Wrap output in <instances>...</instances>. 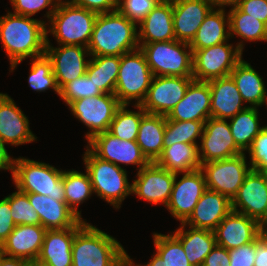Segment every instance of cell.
I'll return each mask as SVG.
<instances>
[{"label": "cell", "mask_w": 267, "mask_h": 266, "mask_svg": "<svg viewBox=\"0 0 267 266\" xmlns=\"http://www.w3.org/2000/svg\"><path fill=\"white\" fill-rule=\"evenodd\" d=\"M46 21L7 12L0 17V39L12 72L26 58L45 54Z\"/></svg>", "instance_id": "cell-1"}, {"label": "cell", "mask_w": 267, "mask_h": 266, "mask_svg": "<svg viewBox=\"0 0 267 266\" xmlns=\"http://www.w3.org/2000/svg\"><path fill=\"white\" fill-rule=\"evenodd\" d=\"M137 26L118 10L98 14L87 46L90 56H121L138 49Z\"/></svg>", "instance_id": "cell-2"}, {"label": "cell", "mask_w": 267, "mask_h": 266, "mask_svg": "<svg viewBox=\"0 0 267 266\" xmlns=\"http://www.w3.org/2000/svg\"><path fill=\"white\" fill-rule=\"evenodd\" d=\"M126 250L116 238L85 223L72 244V266H126Z\"/></svg>", "instance_id": "cell-3"}, {"label": "cell", "mask_w": 267, "mask_h": 266, "mask_svg": "<svg viewBox=\"0 0 267 266\" xmlns=\"http://www.w3.org/2000/svg\"><path fill=\"white\" fill-rule=\"evenodd\" d=\"M97 15L69 0H61L46 24V36L52 34L58 45L87 47Z\"/></svg>", "instance_id": "cell-4"}, {"label": "cell", "mask_w": 267, "mask_h": 266, "mask_svg": "<svg viewBox=\"0 0 267 266\" xmlns=\"http://www.w3.org/2000/svg\"><path fill=\"white\" fill-rule=\"evenodd\" d=\"M82 156L94 194L115 209L121 208L122 201L132 194L126 169L97 157L87 146Z\"/></svg>", "instance_id": "cell-5"}, {"label": "cell", "mask_w": 267, "mask_h": 266, "mask_svg": "<svg viewBox=\"0 0 267 266\" xmlns=\"http://www.w3.org/2000/svg\"><path fill=\"white\" fill-rule=\"evenodd\" d=\"M12 179L15 189L65 201L63 170L29 158H15Z\"/></svg>", "instance_id": "cell-6"}, {"label": "cell", "mask_w": 267, "mask_h": 266, "mask_svg": "<svg viewBox=\"0 0 267 266\" xmlns=\"http://www.w3.org/2000/svg\"><path fill=\"white\" fill-rule=\"evenodd\" d=\"M154 75L143 51L136 50L120 56V65L114 95L121 104L141 105L145 100Z\"/></svg>", "instance_id": "cell-7"}, {"label": "cell", "mask_w": 267, "mask_h": 266, "mask_svg": "<svg viewBox=\"0 0 267 266\" xmlns=\"http://www.w3.org/2000/svg\"><path fill=\"white\" fill-rule=\"evenodd\" d=\"M154 76L193 77V52L189 43L177 40L139 44ZM188 49V50H187Z\"/></svg>", "instance_id": "cell-8"}, {"label": "cell", "mask_w": 267, "mask_h": 266, "mask_svg": "<svg viewBox=\"0 0 267 266\" xmlns=\"http://www.w3.org/2000/svg\"><path fill=\"white\" fill-rule=\"evenodd\" d=\"M227 42L193 51L192 75L194 80L208 82L230 75L234 67L242 60L243 52L237 45L233 46Z\"/></svg>", "instance_id": "cell-9"}, {"label": "cell", "mask_w": 267, "mask_h": 266, "mask_svg": "<svg viewBox=\"0 0 267 266\" xmlns=\"http://www.w3.org/2000/svg\"><path fill=\"white\" fill-rule=\"evenodd\" d=\"M121 105L114 94H101L75 100L68 107L72 115L90 130L85 134L88 142L95 135L109 130L115 113Z\"/></svg>", "instance_id": "cell-10"}, {"label": "cell", "mask_w": 267, "mask_h": 266, "mask_svg": "<svg viewBox=\"0 0 267 266\" xmlns=\"http://www.w3.org/2000/svg\"><path fill=\"white\" fill-rule=\"evenodd\" d=\"M245 153L231 158L201 164L206 188L227 196L230 200L237 194L245 176L250 172Z\"/></svg>", "instance_id": "cell-11"}, {"label": "cell", "mask_w": 267, "mask_h": 266, "mask_svg": "<svg viewBox=\"0 0 267 266\" xmlns=\"http://www.w3.org/2000/svg\"><path fill=\"white\" fill-rule=\"evenodd\" d=\"M198 145L200 163L223 160L242 154L234 142L227 120L209 117Z\"/></svg>", "instance_id": "cell-12"}, {"label": "cell", "mask_w": 267, "mask_h": 266, "mask_svg": "<svg viewBox=\"0 0 267 266\" xmlns=\"http://www.w3.org/2000/svg\"><path fill=\"white\" fill-rule=\"evenodd\" d=\"M88 148L99 158L115 165H136L137 170L146 167L150 162L142 154L136 140H121L109 131L95 135L87 142Z\"/></svg>", "instance_id": "cell-13"}, {"label": "cell", "mask_w": 267, "mask_h": 266, "mask_svg": "<svg viewBox=\"0 0 267 266\" xmlns=\"http://www.w3.org/2000/svg\"><path fill=\"white\" fill-rule=\"evenodd\" d=\"M46 56L52 62V70L58 88L61 90L68 82L86 73L90 52L80 45H58L53 47L46 36Z\"/></svg>", "instance_id": "cell-14"}, {"label": "cell", "mask_w": 267, "mask_h": 266, "mask_svg": "<svg viewBox=\"0 0 267 266\" xmlns=\"http://www.w3.org/2000/svg\"><path fill=\"white\" fill-rule=\"evenodd\" d=\"M179 174L183 175L180 180L177 179ZM206 189L205 176L201 169L176 173L166 208L177 221L184 223Z\"/></svg>", "instance_id": "cell-15"}, {"label": "cell", "mask_w": 267, "mask_h": 266, "mask_svg": "<svg viewBox=\"0 0 267 266\" xmlns=\"http://www.w3.org/2000/svg\"><path fill=\"white\" fill-rule=\"evenodd\" d=\"M193 77L154 76L141 106L147 113L167 116L185 96Z\"/></svg>", "instance_id": "cell-16"}, {"label": "cell", "mask_w": 267, "mask_h": 266, "mask_svg": "<svg viewBox=\"0 0 267 266\" xmlns=\"http://www.w3.org/2000/svg\"><path fill=\"white\" fill-rule=\"evenodd\" d=\"M132 182V194L155 205L168 204L176 173L150 162L136 173Z\"/></svg>", "instance_id": "cell-17"}, {"label": "cell", "mask_w": 267, "mask_h": 266, "mask_svg": "<svg viewBox=\"0 0 267 266\" xmlns=\"http://www.w3.org/2000/svg\"><path fill=\"white\" fill-rule=\"evenodd\" d=\"M29 120L14 100L0 92V138L8 145L19 146L37 141Z\"/></svg>", "instance_id": "cell-18"}, {"label": "cell", "mask_w": 267, "mask_h": 266, "mask_svg": "<svg viewBox=\"0 0 267 266\" xmlns=\"http://www.w3.org/2000/svg\"><path fill=\"white\" fill-rule=\"evenodd\" d=\"M172 7L175 39L190 44L213 6L209 0H172Z\"/></svg>", "instance_id": "cell-19"}, {"label": "cell", "mask_w": 267, "mask_h": 266, "mask_svg": "<svg viewBox=\"0 0 267 266\" xmlns=\"http://www.w3.org/2000/svg\"><path fill=\"white\" fill-rule=\"evenodd\" d=\"M232 210L259 219L267 209V182L263 176L255 170L245 176L243 184L237 194L231 200Z\"/></svg>", "instance_id": "cell-20"}, {"label": "cell", "mask_w": 267, "mask_h": 266, "mask_svg": "<svg viewBox=\"0 0 267 266\" xmlns=\"http://www.w3.org/2000/svg\"><path fill=\"white\" fill-rule=\"evenodd\" d=\"M216 243L227 250L253 242L258 236V221L231 211L214 230Z\"/></svg>", "instance_id": "cell-21"}, {"label": "cell", "mask_w": 267, "mask_h": 266, "mask_svg": "<svg viewBox=\"0 0 267 266\" xmlns=\"http://www.w3.org/2000/svg\"><path fill=\"white\" fill-rule=\"evenodd\" d=\"M211 90L209 83L192 80L185 96L166 116V119L179 121H206L211 117Z\"/></svg>", "instance_id": "cell-22"}, {"label": "cell", "mask_w": 267, "mask_h": 266, "mask_svg": "<svg viewBox=\"0 0 267 266\" xmlns=\"http://www.w3.org/2000/svg\"><path fill=\"white\" fill-rule=\"evenodd\" d=\"M231 211V200L227 196L206 189L184 224L193 228L214 231Z\"/></svg>", "instance_id": "cell-23"}, {"label": "cell", "mask_w": 267, "mask_h": 266, "mask_svg": "<svg viewBox=\"0 0 267 266\" xmlns=\"http://www.w3.org/2000/svg\"><path fill=\"white\" fill-rule=\"evenodd\" d=\"M85 223L80 220L74 227L46 230L37 260L48 266H72L73 239Z\"/></svg>", "instance_id": "cell-24"}, {"label": "cell", "mask_w": 267, "mask_h": 266, "mask_svg": "<svg viewBox=\"0 0 267 266\" xmlns=\"http://www.w3.org/2000/svg\"><path fill=\"white\" fill-rule=\"evenodd\" d=\"M45 232L42 225H17L2 243V251L7 256L28 262L37 260Z\"/></svg>", "instance_id": "cell-25"}, {"label": "cell", "mask_w": 267, "mask_h": 266, "mask_svg": "<svg viewBox=\"0 0 267 266\" xmlns=\"http://www.w3.org/2000/svg\"><path fill=\"white\" fill-rule=\"evenodd\" d=\"M138 25L139 44L176 40L172 0H161Z\"/></svg>", "instance_id": "cell-26"}, {"label": "cell", "mask_w": 267, "mask_h": 266, "mask_svg": "<svg viewBox=\"0 0 267 266\" xmlns=\"http://www.w3.org/2000/svg\"><path fill=\"white\" fill-rule=\"evenodd\" d=\"M211 90V117L216 119H230L240 111L246 109L240 92L229 75L208 81Z\"/></svg>", "instance_id": "cell-27"}, {"label": "cell", "mask_w": 267, "mask_h": 266, "mask_svg": "<svg viewBox=\"0 0 267 266\" xmlns=\"http://www.w3.org/2000/svg\"><path fill=\"white\" fill-rule=\"evenodd\" d=\"M27 196L38 213L40 225L46 230L67 229L74 227L81 220L65 201H58L37 193H27Z\"/></svg>", "instance_id": "cell-28"}, {"label": "cell", "mask_w": 267, "mask_h": 266, "mask_svg": "<svg viewBox=\"0 0 267 266\" xmlns=\"http://www.w3.org/2000/svg\"><path fill=\"white\" fill-rule=\"evenodd\" d=\"M233 78L244 103L248 107H267V90L263 77L251 66L250 63L242 59L231 71Z\"/></svg>", "instance_id": "cell-29"}, {"label": "cell", "mask_w": 267, "mask_h": 266, "mask_svg": "<svg viewBox=\"0 0 267 266\" xmlns=\"http://www.w3.org/2000/svg\"><path fill=\"white\" fill-rule=\"evenodd\" d=\"M180 225L172 234L181 242L190 264L202 266L206 256L217 245L214 231L187 227L184 223Z\"/></svg>", "instance_id": "cell-30"}, {"label": "cell", "mask_w": 267, "mask_h": 266, "mask_svg": "<svg viewBox=\"0 0 267 266\" xmlns=\"http://www.w3.org/2000/svg\"><path fill=\"white\" fill-rule=\"evenodd\" d=\"M230 39L229 14L225 12V9L213 8L205 17L189 45L193 52Z\"/></svg>", "instance_id": "cell-31"}, {"label": "cell", "mask_w": 267, "mask_h": 266, "mask_svg": "<svg viewBox=\"0 0 267 266\" xmlns=\"http://www.w3.org/2000/svg\"><path fill=\"white\" fill-rule=\"evenodd\" d=\"M165 127L166 116L146 112L141 118L136 142L149 162H156L163 152Z\"/></svg>", "instance_id": "cell-32"}, {"label": "cell", "mask_w": 267, "mask_h": 266, "mask_svg": "<svg viewBox=\"0 0 267 266\" xmlns=\"http://www.w3.org/2000/svg\"><path fill=\"white\" fill-rule=\"evenodd\" d=\"M155 163L161 168L174 173L201 169L198 146L181 142L166 147Z\"/></svg>", "instance_id": "cell-33"}, {"label": "cell", "mask_w": 267, "mask_h": 266, "mask_svg": "<svg viewBox=\"0 0 267 266\" xmlns=\"http://www.w3.org/2000/svg\"><path fill=\"white\" fill-rule=\"evenodd\" d=\"M229 14L230 38L238 36L243 39L237 47L243 52L244 41L267 42V25L257 18L242 12L238 7L231 8Z\"/></svg>", "instance_id": "cell-34"}, {"label": "cell", "mask_w": 267, "mask_h": 266, "mask_svg": "<svg viewBox=\"0 0 267 266\" xmlns=\"http://www.w3.org/2000/svg\"><path fill=\"white\" fill-rule=\"evenodd\" d=\"M86 74L103 94H114L120 56H90Z\"/></svg>", "instance_id": "cell-35"}, {"label": "cell", "mask_w": 267, "mask_h": 266, "mask_svg": "<svg viewBox=\"0 0 267 266\" xmlns=\"http://www.w3.org/2000/svg\"><path fill=\"white\" fill-rule=\"evenodd\" d=\"M259 108L247 107L246 109L237 113L234 117L230 118L228 123L230 130L237 147L246 153L253 139L265 127H260L259 123Z\"/></svg>", "instance_id": "cell-36"}, {"label": "cell", "mask_w": 267, "mask_h": 266, "mask_svg": "<svg viewBox=\"0 0 267 266\" xmlns=\"http://www.w3.org/2000/svg\"><path fill=\"white\" fill-rule=\"evenodd\" d=\"M85 173L77 170L63 171V184L65 202L69 208L79 217L82 218L81 211L78 210L79 205L91 198L94 193L87 171Z\"/></svg>", "instance_id": "cell-37"}, {"label": "cell", "mask_w": 267, "mask_h": 266, "mask_svg": "<svg viewBox=\"0 0 267 266\" xmlns=\"http://www.w3.org/2000/svg\"><path fill=\"white\" fill-rule=\"evenodd\" d=\"M206 121H179L166 119V127L163 137V150L172 144L181 142L199 145L196 141L200 140L204 124Z\"/></svg>", "instance_id": "cell-38"}, {"label": "cell", "mask_w": 267, "mask_h": 266, "mask_svg": "<svg viewBox=\"0 0 267 266\" xmlns=\"http://www.w3.org/2000/svg\"><path fill=\"white\" fill-rule=\"evenodd\" d=\"M129 105L122 104L115 113L109 132L121 140H136L142 116L146 113L141 105H134L138 110L132 111Z\"/></svg>", "instance_id": "cell-39"}, {"label": "cell", "mask_w": 267, "mask_h": 266, "mask_svg": "<svg viewBox=\"0 0 267 266\" xmlns=\"http://www.w3.org/2000/svg\"><path fill=\"white\" fill-rule=\"evenodd\" d=\"M153 242L163 266H192L181 242L172 233H153Z\"/></svg>", "instance_id": "cell-40"}, {"label": "cell", "mask_w": 267, "mask_h": 266, "mask_svg": "<svg viewBox=\"0 0 267 266\" xmlns=\"http://www.w3.org/2000/svg\"><path fill=\"white\" fill-rule=\"evenodd\" d=\"M30 73L28 77L29 87L37 92H46L48 89H53L58 96L60 89L58 88L56 78L52 70V62L46 54L32 58Z\"/></svg>", "instance_id": "cell-41"}, {"label": "cell", "mask_w": 267, "mask_h": 266, "mask_svg": "<svg viewBox=\"0 0 267 266\" xmlns=\"http://www.w3.org/2000/svg\"><path fill=\"white\" fill-rule=\"evenodd\" d=\"M10 202L11 216L15 225H40L38 213L31 205L27 193L17 189L6 196Z\"/></svg>", "instance_id": "cell-42"}, {"label": "cell", "mask_w": 267, "mask_h": 266, "mask_svg": "<svg viewBox=\"0 0 267 266\" xmlns=\"http://www.w3.org/2000/svg\"><path fill=\"white\" fill-rule=\"evenodd\" d=\"M103 94L98 86L85 73L81 77L68 82L61 90L59 97L68 106L71 102L85 97L98 96Z\"/></svg>", "instance_id": "cell-43"}, {"label": "cell", "mask_w": 267, "mask_h": 266, "mask_svg": "<svg viewBox=\"0 0 267 266\" xmlns=\"http://www.w3.org/2000/svg\"><path fill=\"white\" fill-rule=\"evenodd\" d=\"M60 2L61 0H10L14 10L13 13L27 17H32L48 7V11L44 14V17H47L48 21Z\"/></svg>", "instance_id": "cell-44"}, {"label": "cell", "mask_w": 267, "mask_h": 266, "mask_svg": "<svg viewBox=\"0 0 267 266\" xmlns=\"http://www.w3.org/2000/svg\"><path fill=\"white\" fill-rule=\"evenodd\" d=\"M161 0H122L117 10L130 21L139 24Z\"/></svg>", "instance_id": "cell-45"}, {"label": "cell", "mask_w": 267, "mask_h": 266, "mask_svg": "<svg viewBox=\"0 0 267 266\" xmlns=\"http://www.w3.org/2000/svg\"><path fill=\"white\" fill-rule=\"evenodd\" d=\"M249 153L251 169L260 171L267 166V125L253 139L250 148L246 151Z\"/></svg>", "instance_id": "cell-46"}, {"label": "cell", "mask_w": 267, "mask_h": 266, "mask_svg": "<svg viewBox=\"0 0 267 266\" xmlns=\"http://www.w3.org/2000/svg\"><path fill=\"white\" fill-rule=\"evenodd\" d=\"M230 266H254L255 240L229 250Z\"/></svg>", "instance_id": "cell-47"}, {"label": "cell", "mask_w": 267, "mask_h": 266, "mask_svg": "<svg viewBox=\"0 0 267 266\" xmlns=\"http://www.w3.org/2000/svg\"><path fill=\"white\" fill-rule=\"evenodd\" d=\"M237 7L267 25V0H240Z\"/></svg>", "instance_id": "cell-48"}, {"label": "cell", "mask_w": 267, "mask_h": 266, "mask_svg": "<svg viewBox=\"0 0 267 266\" xmlns=\"http://www.w3.org/2000/svg\"><path fill=\"white\" fill-rule=\"evenodd\" d=\"M15 226L11 216L10 202L5 197L0 200V245L7 239Z\"/></svg>", "instance_id": "cell-49"}, {"label": "cell", "mask_w": 267, "mask_h": 266, "mask_svg": "<svg viewBox=\"0 0 267 266\" xmlns=\"http://www.w3.org/2000/svg\"><path fill=\"white\" fill-rule=\"evenodd\" d=\"M72 4L83 7L97 14H103L117 10L115 0H69Z\"/></svg>", "instance_id": "cell-50"}, {"label": "cell", "mask_w": 267, "mask_h": 266, "mask_svg": "<svg viewBox=\"0 0 267 266\" xmlns=\"http://www.w3.org/2000/svg\"><path fill=\"white\" fill-rule=\"evenodd\" d=\"M202 266H230L229 250L216 245L206 256Z\"/></svg>", "instance_id": "cell-51"}, {"label": "cell", "mask_w": 267, "mask_h": 266, "mask_svg": "<svg viewBox=\"0 0 267 266\" xmlns=\"http://www.w3.org/2000/svg\"><path fill=\"white\" fill-rule=\"evenodd\" d=\"M254 266H267V237L259 235L255 239Z\"/></svg>", "instance_id": "cell-52"}, {"label": "cell", "mask_w": 267, "mask_h": 266, "mask_svg": "<svg viewBox=\"0 0 267 266\" xmlns=\"http://www.w3.org/2000/svg\"><path fill=\"white\" fill-rule=\"evenodd\" d=\"M5 144L6 143L0 138V170H9L13 173L15 158L9 155Z\"/></svg>", "instance_id": "cell-53"}, {"label": "cell", "mask_w": 267, "mask_h": 266, "mask_svg": "<svg viewBox=\"0 0 267 266\" xmlns=\"http://www.w3.org/2000/svg\"><path fill=\"white\" fill-rule=\"evenodd\" d=\"M126 266H163V264L162 258L155 252L154 255H152L151 260L145 265L134 263L133 259L130 258V256L126 252Z\"/></svg>", "instance_id": "cell-54"}, {"label": "cell", "mask_w": 267, "mask_h": 266, "mask_svg": "<svg viewBox=\"0 0 267 266\" xmlns=\"http://www.w3.org/2000/svg\"><path fill=\"white\" fill-rule=\"evenodd\" d=\"M28 263L29 262L24 259L4 255L0 262V266H26Z\"/></svg>", "instance_id": "cell-55"}, {"label": "cell", "mask_w": 267, "mask_h": 266, "mask_svg": "<svg viewBox=\"0 0 267 266\" xmlns=\"http://www.w3.org/2000/svg\"><path fill=\"white\" fill-rule=\"evenodd\" d=\"M210 3L212 4L213 8L217 9H225V7L229 6L232 8L237 7L239 4L240 0H209ZM225 6V7H224Z\"/></svg>", "instance_id": "cell-56"}, {"label": "cell", "mask_w": 267, "mask_h": 266, "mask_svg": "<svg viewBox=\"0 0 267 266\" xmlns=\"http://www.w3.org/2000/svg\"><path fill=\"white\" fill-rule=\"evenodd\" d=\"M258 232L262 237H267V209L265 214L258 221Z\"/></svg>", "instance_id": "cell-57"}, {"label": "cell", "mask_w": 267, "mask_h": 266, "mask_svg": "<svg viewBox=\"0 0 267 266\" xmlns=\"http://www.w3.org/2000/svg\"><path fill=\"white\" fill-rule=\"evenodd\" d=\"M259 173L263 176L264 180L267 182V166L263 167Z\"/></svg>", "instance_id": "cell-58"}, {"label": "cell", "mask_w": 267, "mask_h": 266, "mask_svg": "<svg viewBox=\"0 0 267 266\" xmlns=\"http://www.w3.org/2000/svg\"><path fill=\"white\" fill-rule=\"evenodd\" d=\"M29 264H30L31 266H48L47 264H44V263H42V262H40V261H38V260H34V261H32V262H29Z\"/></svg>", "instance_id": "cell-59"}, {"label": "cell", "mask_w": 267, "mask_h": 266, "mask_svg": "<svg viewBox=\"0 0 267 266\" xmlns=\"http://www.w3.org/2000/svg\"><path fill=\"white\" fill-rule=\"evenodd\" d=\"M4 255H5V254L3 253L2 248H1V245H0V262H1L2 257H3Z\"/></svg>", "instance_id": "cell-60"}, {"label": "cell", "mask_w": 267, "mask_h": 266, "mask_svg": "<svg viewBox=\"0 0 267 266\" xmlns=\"http://www.w3.org/2000/svg\"><path fill=\"white\" fill-rule=\"evenodd\" d=\"M120 1H122V0H115V2L118 4Z\"/></svg>", "instance_id": "cell-61"}]
</instances>
